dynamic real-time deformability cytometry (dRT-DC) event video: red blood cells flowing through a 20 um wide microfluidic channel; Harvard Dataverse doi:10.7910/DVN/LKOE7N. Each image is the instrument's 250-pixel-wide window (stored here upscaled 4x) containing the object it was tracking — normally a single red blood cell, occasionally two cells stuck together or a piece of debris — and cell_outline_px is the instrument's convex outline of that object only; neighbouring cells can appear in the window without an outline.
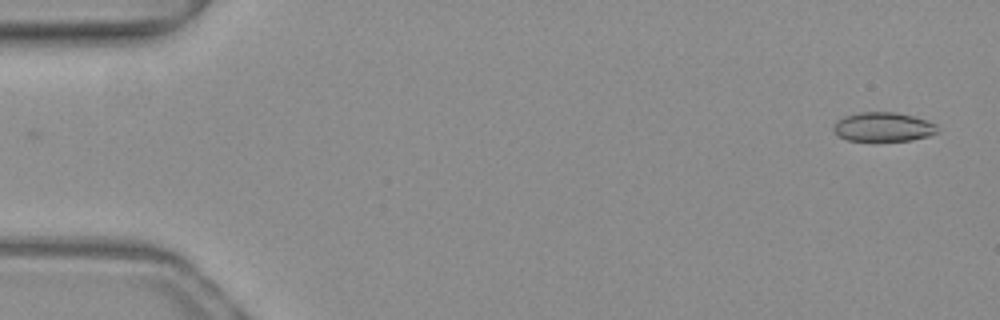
{"species": "common noctule bat (a hibernating species)", "species_latin": "Nyctalus noctula", "temperature_condition": "warm", "stored_images_in_passage": 51, "camera_frame_rate_fps": 3000, "um_per_image_px": 0.085, "animal": {"sex": "female", "body_mass_g": 19.3, "forearm_length_mm": 54.1}, "frame": {"image": 1, "passage_image": 1, "time_ms": 0.0, "image_size_px": [1000, 320], "cell_outline_px": [[940, 132], [928, 136], [912, 140], [848, 140], [836, 136], [832, 128], [836, 120], [844, 116], [860, 112], [896, 112], [912, 116], [936, 124]], "centroid_in_image_um": [75.04, 10.78], "position_along_channel_um": 10.0, "area_um2": 17.69}}
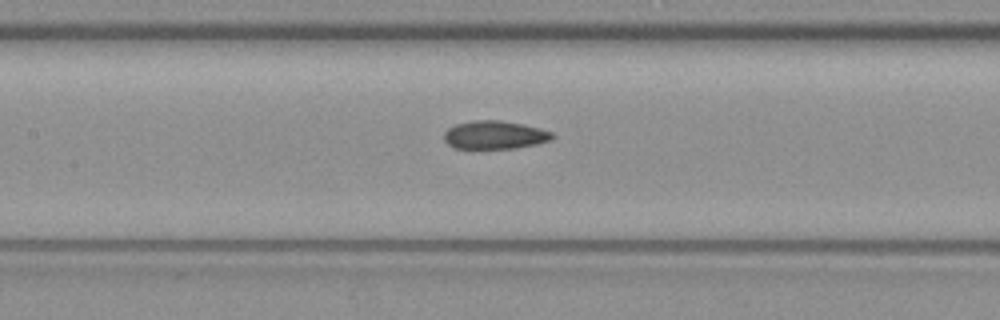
{"frame": {"image": 2, "passage_image": 23, "time_ms": 7.333, "image_size_px": [1000, 320], "cell_outline_px": [[556, 136], [552, 140], [536, 144], [516, 148], [472, 152], [452, 148], [444, 140], [444, 132], [448, 128], [456, 124], [472, 120], [500, 120], [524, 124], [540, 128], [552, 132]], "centroid_in_image_um": [42.0, 11.52], "position_along_channel_um": 165.4, "area_um2": 18.9}}
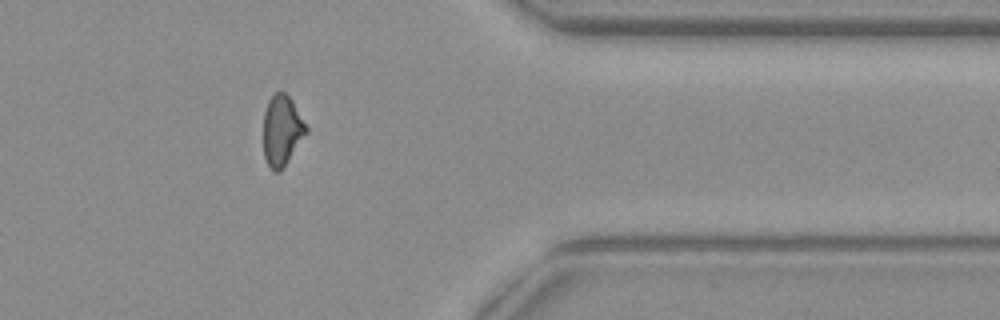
{"frame": {"image": 3, "passage_image": 41, "time_ms": 13.333, "image_size_px": [1000, 320], "cell_outline_px": [[308, 132], [280, 172], [272, 172], [264, 156], [264, 112], [268, 100], [276, 92], [284, 92], [292, 100], [308, 128]], "centroid_in_image_um": [23.96, 11.11], "position_along_channel_um": 387.4, "area_um2": 17.51}, "authors_computed_cell_mechanics": {"area_um2": 18.207, "velocity_mm_per_s": 4.0064, "shape_relaxation_time_tau1_ms": null, "shape_relaxation_time_tau2_ms": 1.921, "deformation_change_tau1": null, "deformation_change_tau2": 0.0828}}